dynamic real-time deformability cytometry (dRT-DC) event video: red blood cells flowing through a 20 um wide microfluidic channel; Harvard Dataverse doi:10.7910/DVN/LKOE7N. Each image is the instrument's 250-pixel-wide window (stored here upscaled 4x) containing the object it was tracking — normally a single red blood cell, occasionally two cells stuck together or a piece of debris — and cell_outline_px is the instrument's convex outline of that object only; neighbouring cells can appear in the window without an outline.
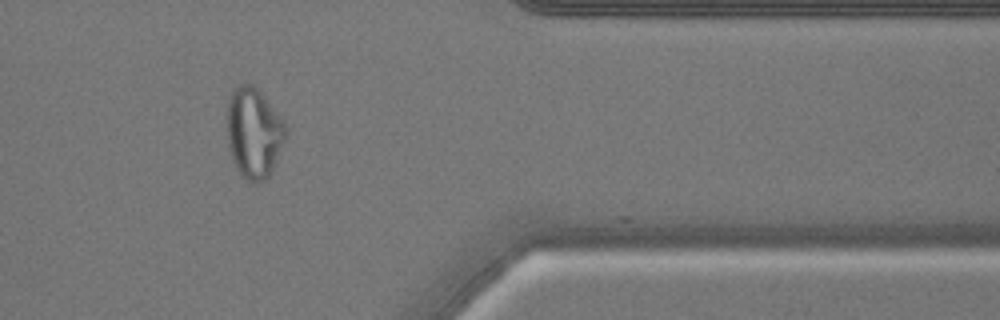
{"species": "common noctule bat (a hibernating species)", "species_latin": "Nyctalus noctula", "temperature_condition": "warm", "stored_images_in_passage": 43, "camera_frame_rate_fps": 3000, "um_per_image_px": 0.085, "animal": {"sex": "male", "body_mass_g": 17.9}, "frame": {"image": 1, "passage_image": 42, "time_ms": 13.667, "image_size_px": [1000, 320], "cell_outline_px": [[288, 132], [272, 168], [268, 176], [264, 180], [256, 184], [240, 176], [232, 160], [228, 148], [228, 100], [232, 88], [240, 84], [252, 84], [260, 92], [284, 120], [288, 128]], "centroid_in_image_um": [21.57, 11.29], "position_along_channel_um": 389.8, "area_um2": 30.92}}